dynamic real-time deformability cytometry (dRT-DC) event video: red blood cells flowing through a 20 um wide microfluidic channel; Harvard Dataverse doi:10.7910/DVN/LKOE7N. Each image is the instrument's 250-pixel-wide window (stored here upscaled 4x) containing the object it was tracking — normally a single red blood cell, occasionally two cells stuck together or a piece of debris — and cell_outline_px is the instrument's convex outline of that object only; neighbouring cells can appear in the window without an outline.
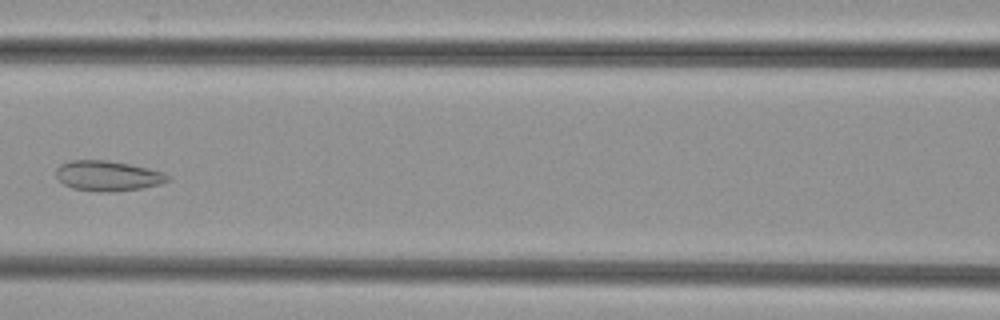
{"species": "common noctule bat (a hibernating species)", "species_latin": "Nyctalus noctula", "temperature_condition": "cold", "stored_images_in_passage": 7, "camera_frame_rate_fps": 3000, "um_per_image_px": 0.085, "animal": {"sex": "female", "body_mass_g": 29.2, "forearm_length_mm": 56.3}, "frame": {"image": 1, "passage_image": 7, "time_ms": 2.0, "image_size_px": [1000, 320], "cell_outline_px": [[168, 180], [160, 184], [144, 188], [112, 192], [96, 192], [72, 188], [64, 184], [56, 176], [56, 168], [60, 164], [68, 160], [108, 160], [148, 168], [164, 172], [168, 176]], "centroid_in_image_um": [9.13, 14.95], "position_along_channel_um": 157.5, "area_um2": 19.77}}